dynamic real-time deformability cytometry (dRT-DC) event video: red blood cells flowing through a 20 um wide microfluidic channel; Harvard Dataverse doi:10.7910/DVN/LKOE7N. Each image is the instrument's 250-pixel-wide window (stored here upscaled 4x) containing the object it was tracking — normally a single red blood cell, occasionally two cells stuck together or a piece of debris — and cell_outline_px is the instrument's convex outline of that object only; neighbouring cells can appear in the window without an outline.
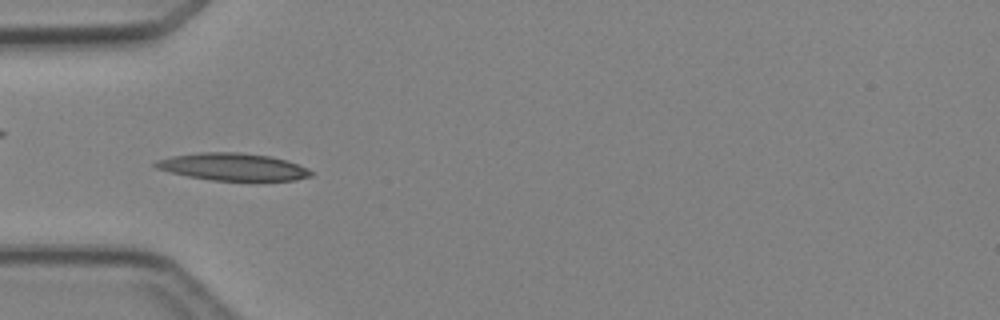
{"species": "Egyptian fruit bat (a non-hibernating species)", "species_latin": "Rousettus aegyptiacus", "temperature_condition": "cold", "stored_images_in_passage": 4, "camera_frame_rate_fps": 3000, "um_per_image_px": 0.085, "animal": {"sex": "female"}, "frame": {"image": 1, "passage_image": 4, "time_ms": 4.667, "image_size_px": [1000, 320], "cell_outline_px": [[312, 176], [296, 180], [212, 180], [188, 176], [156, 168], [152, 164], [156, 160], [172, 156], [200, 152], [240, 152], [268, 156], [284, 160], [308, 168], [312, 172]], "centroid_in_image_um": [19.77, 14.17], "position_along_channel_um": 65.2, "area_um2": 24.45}}